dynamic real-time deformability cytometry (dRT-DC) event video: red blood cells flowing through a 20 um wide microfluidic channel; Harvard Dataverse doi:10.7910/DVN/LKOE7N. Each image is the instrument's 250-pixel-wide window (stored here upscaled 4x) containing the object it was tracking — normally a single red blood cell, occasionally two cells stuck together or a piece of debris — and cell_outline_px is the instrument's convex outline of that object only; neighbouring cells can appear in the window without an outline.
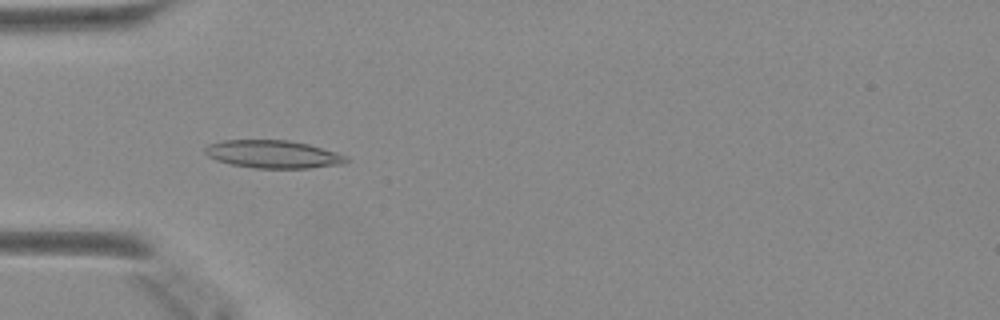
{"species": "Egyptian fruit bat (a non-hibernating species)", "species_latin": "Rousettus aegyptiacus", "temperature_condition": "warm", "stored_images_in_passage": 38, "camera_frame_rate_fps": 3000, "um_per_image_px": 0.085, "animal": {"sex": "female"}, "frame": {"image": 1, "passage_image": 5, "time_ms": 1.333, "image_size_px": [1000, 320], "cell_outline_px": [[348, 160], [340, 164], [308, 168], [256, 168], [232, 164], [216, 160], [208, 156], [204, 152], [204, 148], [208, 144], [224, 140], [288, 140], [308, 144], [336, 152], [344, 156]], "centroid_in_image_um": [23.16, 13.1], "position_along_channel_um": 61.8, "area_um2": 22.66}}
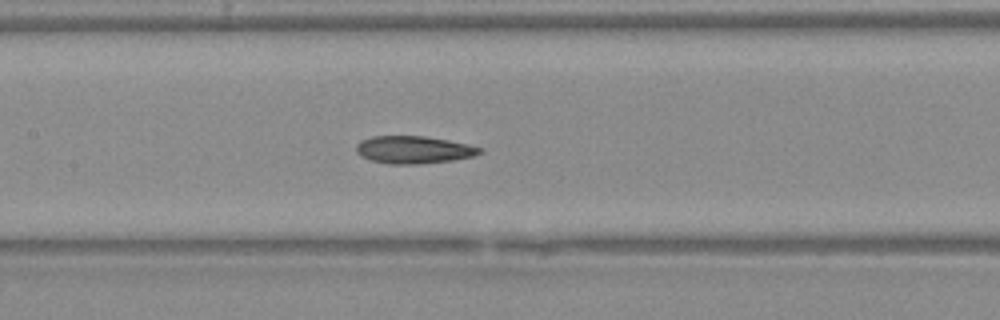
{"frame": {"image": 2, "passage_image": 13, "time_ms": 4.0, "image_size_px": [1000, 320], "cell_outline_px": [[484, 152], [472, 156], [452, 160], [416, 164], [388, 164], [372, 160], [360, 156], [356, 152], [356, 144], [360, 140], [372, 136], [424, 136], [448, 140], [468, 144], [484, 148]], "centroid_in_image_um": [35.15, 12.72], "position_along_channel_um": 172.2, "area_um2": 19.88}}
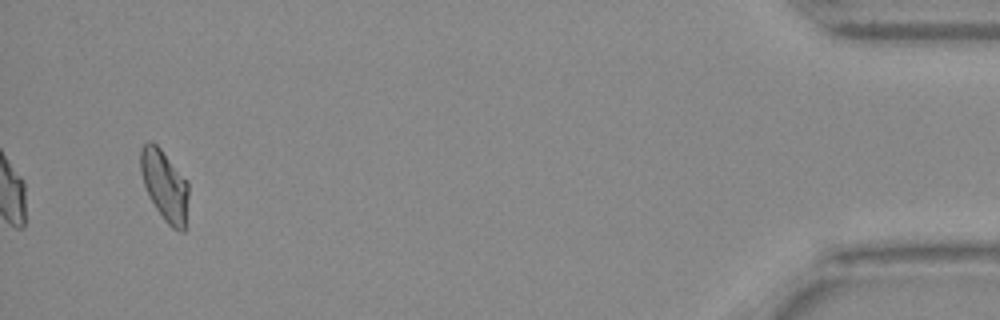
{"frame": {"image": 3, "passage_image": 36, "time_ms": 11.667, "image_size_px": [1000, 320], "cell_outline_px": [[188, 196], [184, 232], [180, 232], [172, 228], [164, 220], [148, 196], [140, 172], [140, 148], [148, 140], [152, 140], [160, 148], [188, 180]], "centroid_in_image_um": [13.99, 15.74], "position_along_channel_um": 421.2, "area_um2": 19.94}}